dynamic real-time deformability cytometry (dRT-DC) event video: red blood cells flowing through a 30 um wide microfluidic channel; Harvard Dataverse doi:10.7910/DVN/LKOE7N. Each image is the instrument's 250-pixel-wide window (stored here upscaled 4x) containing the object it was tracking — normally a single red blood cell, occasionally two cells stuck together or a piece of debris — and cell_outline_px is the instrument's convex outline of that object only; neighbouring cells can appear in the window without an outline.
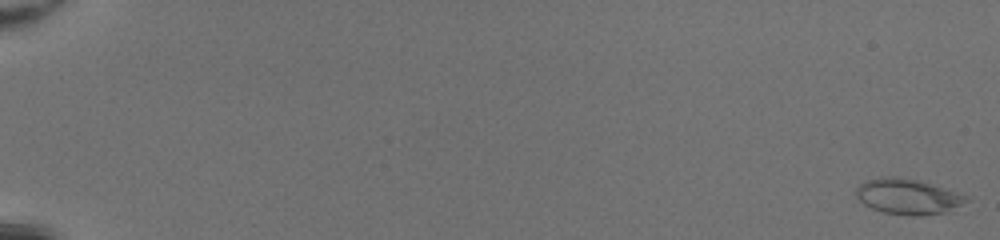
{"species": "common noctule bat (a hibernating species)", "species_latin": "Nyctalus noctula", "temperature_condition": "room temperature", "stored_images_in_passage": 51, "camera_frame_rate_fps": 3000, "um_per_image_px": 0.085, "animal": {"sex": "female", "body_mass_g": 20.0, "forearm_length_mm": 54.0}, "frame": {"image": 1, "passage_image": 1, "time_ms": 0.0, "image_size_px": [1000, 240], "cell_outline_px": [[972, 200], [944, 212], [920, 216], [912, 216], [884, 212], [872, 208], [864, 204], [856, 196], [856, 188], [860, 184], [868, 180], [880, 176], [896, 176], [916, 180], [968, 196]], "centroid_in_image_um": [77.15, 16.71], "position_along_channel_um": 7.9, "area_um2": 22.48}}
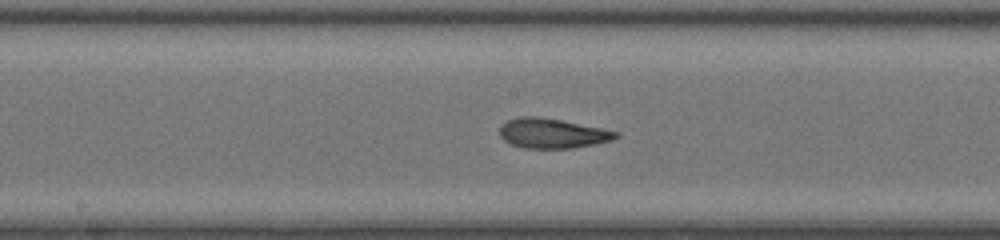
{"frame": {"image": 2, "passage_image": 30, "time_ms": 9.667, "image_size_px": [1000, 240], "cell_outline_px": [[620, 136], [612, 140], [596, 144], [572, 148], [524, 148], [512, 144], [504, 140], [500, 136], [500, 128], [508, 120], [520, 116], [536, 116], [560, 120], [620, 132]], "centroid_in_image_um": [46.96, 11.34], "position_along_channel_um": 201.2, "area_um2": 20.0}}
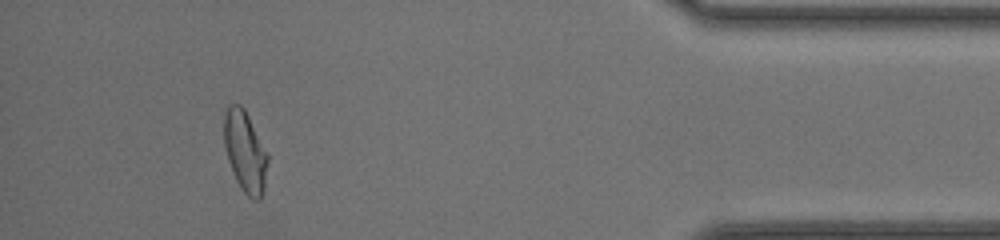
{"frame": {"image": 3, "passage_image": 48, "time_ms": 15.667, "image_size_px": [1000, 240], "cell_outline_px": [[268, 164], [264, 188], [260, 200], [252, 200], [240, 188], [236, 180], [228, 160], [224, 148], [224, 112], [228, 104], [240, 104], [244, 108], [268, 152]], "centroid_in_image_um": [20.84, 12.88], "position_along_channel_um": 414.4, "area_um2": 20.92}, "authors_computed_cell_mechanics": {"area_um2": 20.808, "velocity_mm_per_s": 4.3091, "shape_relaxation_time_tau1_ms": null, "shape_relaxation_time_tau2_ms": 1.1486, "deformation_change_tau1": null, "deformation_change_tau2": 0.0871}}